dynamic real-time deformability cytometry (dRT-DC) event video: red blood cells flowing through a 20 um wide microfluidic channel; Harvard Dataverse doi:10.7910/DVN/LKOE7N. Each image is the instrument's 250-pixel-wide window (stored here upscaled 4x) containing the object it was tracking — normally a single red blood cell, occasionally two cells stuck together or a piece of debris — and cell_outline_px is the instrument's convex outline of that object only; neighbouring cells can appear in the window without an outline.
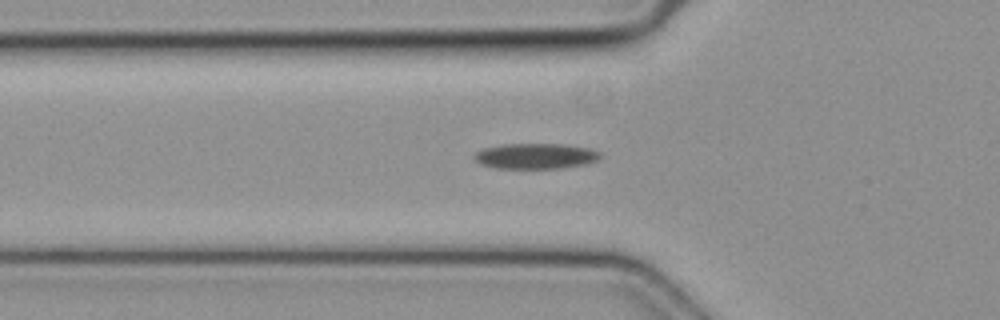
{"species": "common noctule bat (a hibernating species)", "species_latin": "Nyctalus noctula", "temperature_condition": "cold", "stored_images_in_passage": 45, "camera_frame_rate_fps": 3000, "um_per_image_px": 0.085, "animal": {"sex": "female", "body_mass_g": 19.3, "forearm_length_mm": 54.1}, "frame": {"image": 1, "passage_image": 12, "time_ms": 3.667, "image_size_px": [1000, 320], "cell_outline_px": [[600, 156], [596, 160], [584, 164], [560, 168], [496, 168], [480, 164], [472, 156], [476, 152], [484, 148], [500, 144], [560, 144], [588, 148], [600, 152]], "centroid_in_image_um": [45.47, 13.26], "position_along_channel_um": 80.3, "area_um2": 18.55}}
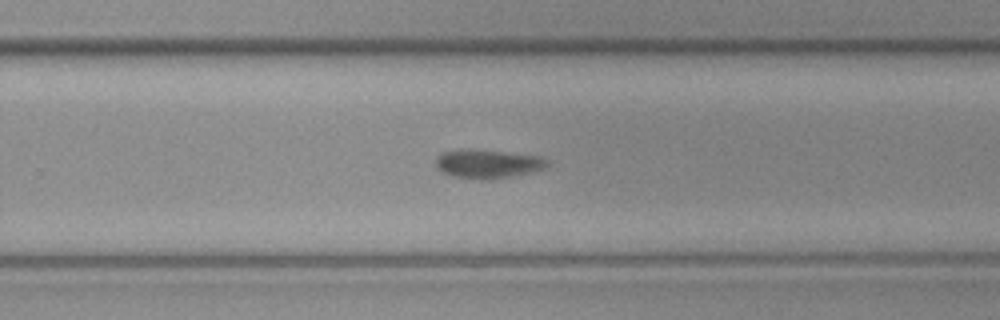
{"frame": {"image": 2, "passage_image": 27, "time_ms": 8.667, "image_size_px": [1000, 320], "cell_outline_px": [[548, 164], [544, 168], [532, 172], [492, 180], [480, 180], [452, 176], [444, 172], [436, 164], [436, 156], [444, 152], [460, 148], [468, 148], [540, 156], [548, 160]], "centroid_in_image_um": [41.45, 13.92], "position_along_channel_um": 288.3, "area_um2": 18.79}}
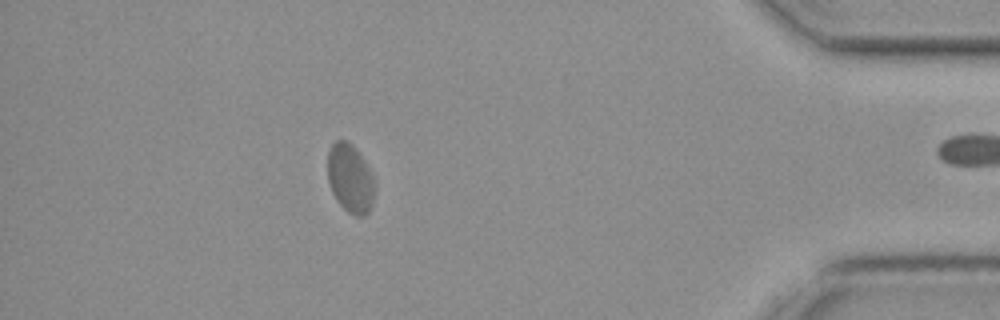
{"frame": {"image": 3, "passage_image": 39, "time_ms": 12.667, "image_size_px": [1000, 320], "cell_outline_px": [[376, 188], [372, 204], [368, 212], [364, 216], [356, 216], [348, 212], [336, 200], [332, 192], [328, 180], [328, 152], [332, 144], [336, 140], [348, 140], [356, 148], [364, 160], [376, 184]], "centroid_in_image_um": [29.78, 15.16], "position_along_channel_um": 405.4, "area_um2": 18.96}}